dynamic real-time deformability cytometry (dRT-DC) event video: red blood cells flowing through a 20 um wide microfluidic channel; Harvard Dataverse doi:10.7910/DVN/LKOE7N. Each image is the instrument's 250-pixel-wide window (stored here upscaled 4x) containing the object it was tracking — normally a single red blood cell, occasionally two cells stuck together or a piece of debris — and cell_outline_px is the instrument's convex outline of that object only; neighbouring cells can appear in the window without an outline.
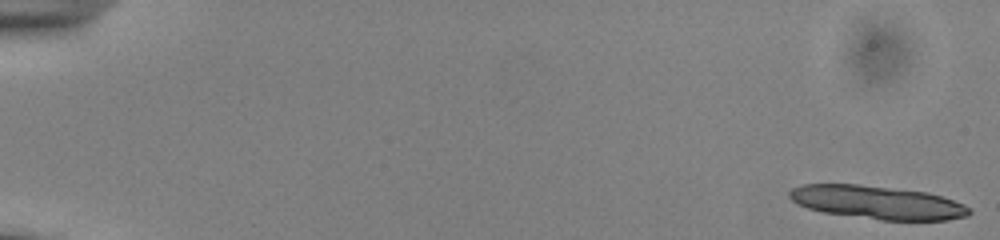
{"species": "common noctule bat (a hibernating species)", "species_latin": "Nyctalus noctula", "temperature_condition": "cold", "stored_images_in_passage": 16, "camera_frame_rate_fps": 3000, "um_per_image_px": 0.085, "animal": {"sex": "male", "body_mass_g": 13.0, "forearm_length_mm": 53.1}, "frame": {"image": 1, "passage_image": 1, "time_ms": 0.0, "image_size_px": [1000, 240], "cell_outline_px": [[972, 212], [968, 216], [948, 220], [880, 220], [824, 212], [808, 208], [796, 204], [788, 196], [788, 192], [792, 188], [800, 184], [860, 184], [928, 192], [964, 204], [972, 208]], "centroid_in_image_um": [74.57, 17.2], "position_along_channel_um": 10.4, "area_um2": 35.08}}